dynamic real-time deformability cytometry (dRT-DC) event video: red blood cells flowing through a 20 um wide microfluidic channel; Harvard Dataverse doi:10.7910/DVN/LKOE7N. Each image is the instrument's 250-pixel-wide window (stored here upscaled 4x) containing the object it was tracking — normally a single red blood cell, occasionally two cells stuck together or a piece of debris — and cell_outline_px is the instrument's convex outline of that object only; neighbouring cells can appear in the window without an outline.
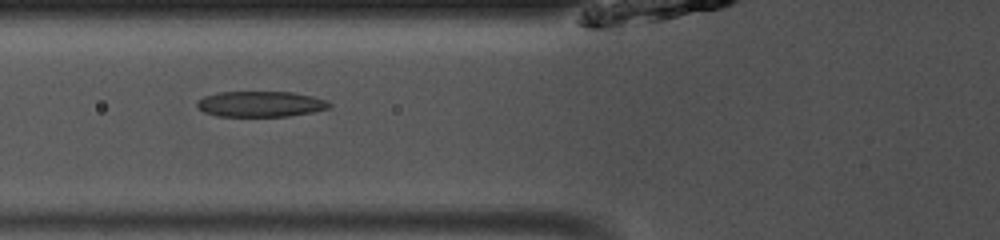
{"species": "common noctule bat (a hibernating species)", "species_latin": "Nyctalus noctula", "temperature_condition": "room temperature", "stored_images_in_passage": 35, "camera_frame_rate_fps": 3000, "um_per_image_px": 0.085, "animal": {"sex": "male", "body_mass_g": 13.0, "forearm_length_mm": 53.1}, "frame": {"image": 1, "passage_image": 6, "time_ms": 1.667, "image_size_px": [1000, 240], "cell_outline_px": [[332, 104], [328, 108], [312, 112], [288, 116], [216, 116], [204, 112], [196, 104], [204, 96], [216, 92], [292, 92], [312, 96], [328, 100]], "centroid_in_image_um": [22.17, 8.84], "position_along_channel_um": 103.6, "area_um2": 19.71}, "authors_computed_cell_mechanics": {"area_um2": 20.23, "velocity_mm_per_s": 4.0794, "shape_relaxation_time_tau1_ms": 4.5975, "shape_relaxation_time_tau2_ms": 2.0484, "deformation_change_tau1": 0.1629, "deformation_change_tau2": 0.1044}}